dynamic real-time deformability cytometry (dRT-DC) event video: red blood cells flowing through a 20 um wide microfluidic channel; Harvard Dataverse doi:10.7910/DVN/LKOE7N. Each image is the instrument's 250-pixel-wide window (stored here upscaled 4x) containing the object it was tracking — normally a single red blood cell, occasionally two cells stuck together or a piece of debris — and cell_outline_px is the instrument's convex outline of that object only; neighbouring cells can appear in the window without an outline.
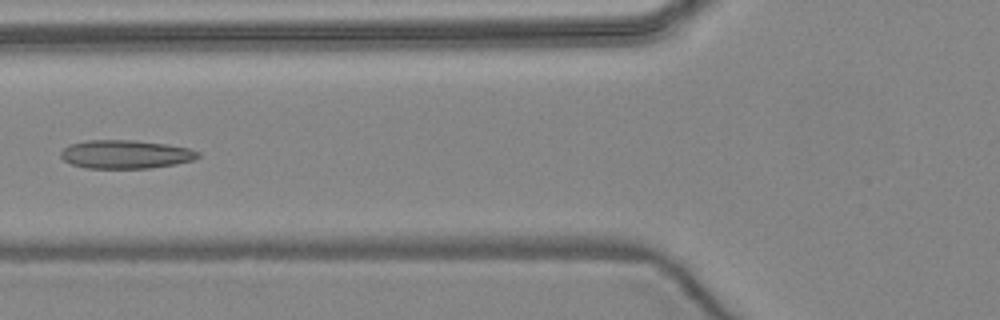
{"species": "common noctule bat (a hibernating species)", "species_latin": "Nyctalus noctula", "temperature_condition": "warm", "stored_images_in_passage": 6, "camera_frame_rate_fps": 3000, "um_per_image_px": 0.085, "animal": {"sex": "female", "body_mass_g": 24.6, "forearm_length_mm": 56.2}, "frame": {"image": 1, "passage_image": 5, "time_ms": 5.667, "image_size_px": [1000, 320], "cell_outline_px": [[200, 156], [192, 160], [176, 164], [148, 168], [84, 168], [72, 164], [64, 160], [60, 156], [60, 152], [68, 144], [88, 140], [136, 140], [168, 144], [188, 148], [200, 152]], "centroid_in_image_um": [10.66, 13.11], "position_along_channel_um": 115.1, "area_um2": 22.89}}
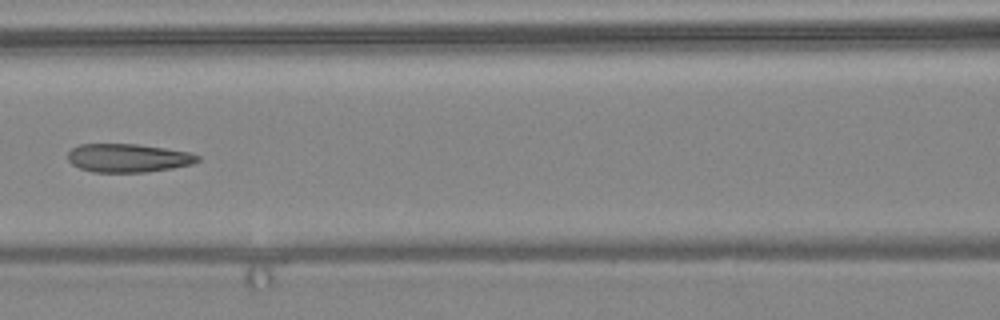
{"frame": {"image": 2, "passage_image": 6, "time_ms": 6.667, "image_size_px": [1000, 320], "cell_outline_px": [[200, 160], [192, 164], [172, 168], [144, 172], [92, 172], [80, 168], [72, 164], [68, 160], [68, 152], [72, 148], [80, 144], [136, 144], [164, 148], [188, 152], [200, 156]], "centroid_in_image_um": [10.87, 13.43], "position_along_channel_um": 155.7, "area_um2": 21.44}}